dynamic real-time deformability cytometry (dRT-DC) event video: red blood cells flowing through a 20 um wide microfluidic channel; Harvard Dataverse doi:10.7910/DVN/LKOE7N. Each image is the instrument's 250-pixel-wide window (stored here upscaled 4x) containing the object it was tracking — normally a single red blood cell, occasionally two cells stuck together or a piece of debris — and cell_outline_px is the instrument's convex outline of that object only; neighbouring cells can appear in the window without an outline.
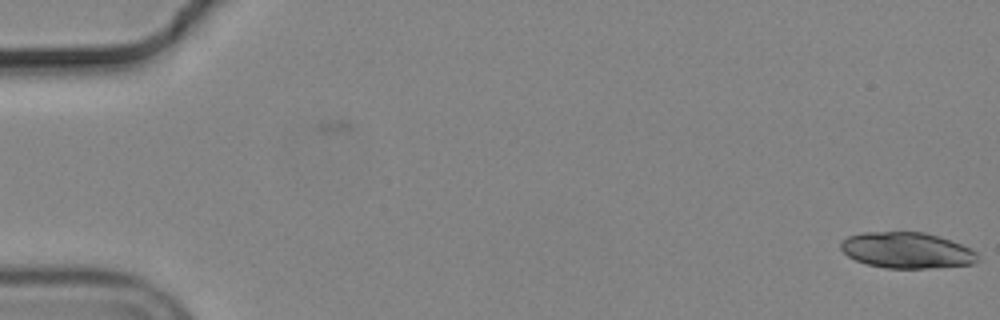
{"species": "common noctule bat (a hibernating species)", "species_latin": "Nyctalus noctula", "temperature_condition": "cold", "stored_images_in_passage": 5, "camera_frame_rate_fps": 3000, "um_per_image_px": 0.085, "animal": {"sex": "male", "body_mass_g": 19.2, "forearm_length_mm": 51.8}, "frame": {"image": 1, "passage_image": 5, "time_ms": 1.333, "image_size_px": [1000, 320], "cell_outline_px": [[980, 260], [972, 264], [936, 268], [884, 268], [868, 264], [856, 260], [848, 256], [840, 248], [840, 244], [848, 236], [860, 232], [924, 232], [952, 240], [976, 252], [980, 256]], "centroid_in_image_um": [77.1, 21.28], "position_along_channel_um": 7.9, "area_um2": 28.78}}